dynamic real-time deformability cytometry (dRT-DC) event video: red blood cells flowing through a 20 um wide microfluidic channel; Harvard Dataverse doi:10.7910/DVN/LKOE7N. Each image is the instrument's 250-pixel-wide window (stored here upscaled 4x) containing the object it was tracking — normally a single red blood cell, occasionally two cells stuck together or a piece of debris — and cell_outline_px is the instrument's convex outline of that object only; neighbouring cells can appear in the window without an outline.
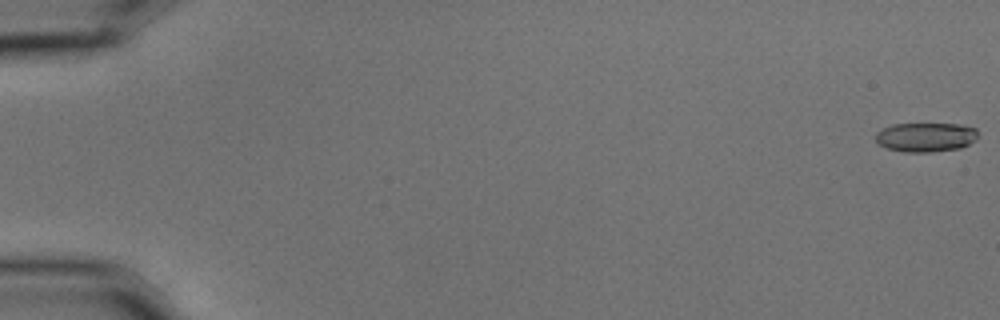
{"species": "common noctule bat (a hibernating species)", "species_latin": "Nyctalus noctula", "temperature_condition": "cold", "stored_images_in_passage": 57, "camera_frame_rate_fps": 3000, "um_per_image_px": 0.085, "animal": {"sex": "male", "body_mass_g": 15.6}, "frame": {"image": 1, "passage_image": 1, "time_ms": 0.0, "image_size_px": [1000, 320], "cell_outline_px": [[976, 140], [960, 148], [932, 152], [904, 152], [888, 148], [880, 144], [876, 140], [876, 132], [892, 124], [960, 124], [976, 128]], "centroid_in_image_um": [78.69, 11.66], "position_along_channel_um": 6.3, "area_um2": 17.34}}
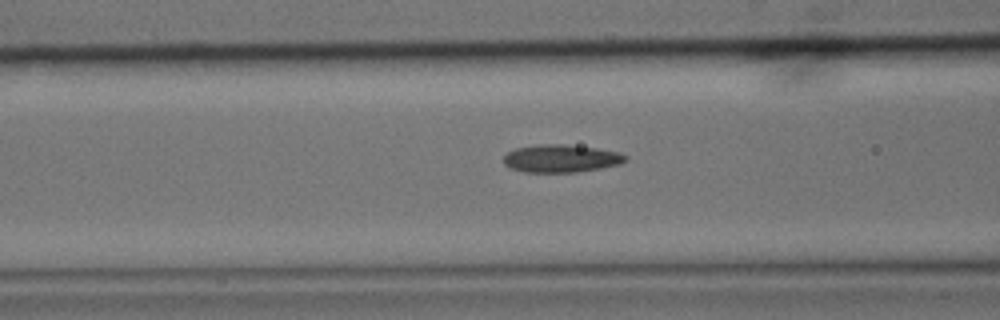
{"frame": {"image": 2, "passage_image": 24, "time_ms": 7.667, "image_size_px": [1000, 320], "cell_outline_px": [[628, 160], [620, 164], [600, 168], [576, 172], [524, 172], [508, 168], [504, 164], [504, 156], [508, 152], [516, 148], [540, 144], [564, 144], [596, 148], [620, 152], [628, 156]], "centroid_in_image_um": [47.7, 13.47], "position_along_channel_um": 118.9, "area_um2": 19.83}}
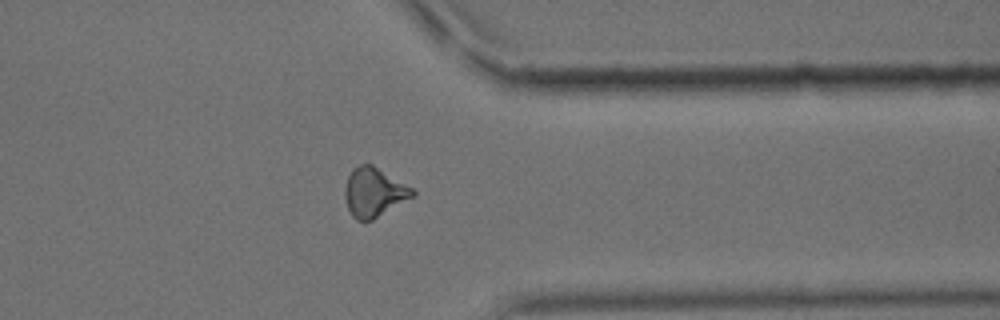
{"frame": {"image": 3, "passage_image": 46, "time_ms": 15.0, "image_size_px": [1000, 320], "cell_outline_px": [[416, 196], [372, 220], [356, 220], [352, 216], [348, 208], [344, 196], [344, 188], [348, 176], [352, 168], [360, 164], [372, 164], [416, 188]], "centroid_in_image_um": [31.83, 16.33], "position_along_channel_um": 379.6, "area_um2": 19.83}, "authors_computed_cell_mechanics": {"area_um2": 18.785, "velocity_mm_per_s": 3.6048, "shape_relaxation_time_tau1_ms": 8.8478, "shape_relaxation_time_tau2_ms": 2.4981, "deformation_change_tau1": 0.1867, "deformation_change_tau2": 0.0877}}